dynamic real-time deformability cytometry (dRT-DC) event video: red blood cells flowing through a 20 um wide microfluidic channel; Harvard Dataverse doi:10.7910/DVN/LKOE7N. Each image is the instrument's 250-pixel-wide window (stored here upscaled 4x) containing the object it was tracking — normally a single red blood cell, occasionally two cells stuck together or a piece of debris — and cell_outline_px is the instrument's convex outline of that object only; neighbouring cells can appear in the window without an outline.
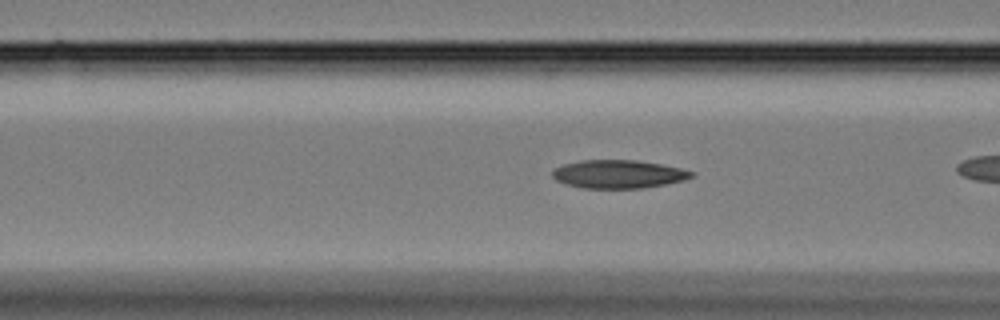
{"species": "Egyptian fruit bat (a non-hibernating species)", "species_latin": "Rousettus aegyptiacus", "temperature_condition": "cold", "stored_images_in_passage": 26, "camera_frame_rate_fps": 3000, "um_per_image_px": 0.085, "animal": {"sex": "female"}, "frame": {"image": 1, "passage_image": 12, "time_ms": 3.667, "image_size_px": [1000, 320], "cell_outline_px": [[696, 172], [692, 176], [684, 180], [664, 184], [640, 188], [584, 188], [568, 184], [556, 180], [552, 176], [552, 172], [556, 168], [564, 164], [580, 160], [636, 160], [660, 164], [680, 168]], "centroid_in_image_um": [52.57, 14.79], "position_along_channel_um": 114.0, "area_um2": 22.66}}